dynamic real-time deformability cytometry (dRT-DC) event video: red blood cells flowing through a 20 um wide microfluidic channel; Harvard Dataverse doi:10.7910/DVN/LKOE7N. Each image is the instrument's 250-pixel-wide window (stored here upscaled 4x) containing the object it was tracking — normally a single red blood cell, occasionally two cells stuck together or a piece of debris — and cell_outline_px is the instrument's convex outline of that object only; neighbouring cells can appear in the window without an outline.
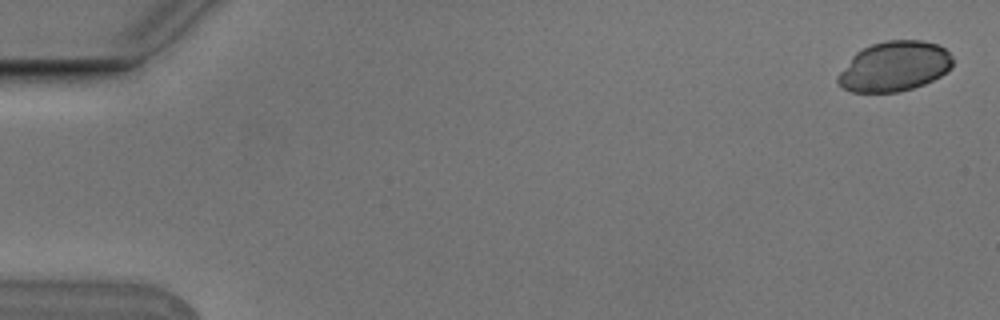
{"species": "Egyptian fruit bat (a non-hibernating species)", "species_latin": "Rousettus aegyptiacus", "temperature_condition": "cold", "stored_images_in_passage": 6, "camera_frame_rate_fps": 3000, "um_per_image_px": 0.085, "animal": {"sex": "male"}, "frame": {"image": 1, "passage_image": 1, "time_ms": 0.0, "image_size_px": [1000, 320], "cell_outline_px": [[952, 68], [940, 76], [924, 84], [900, 92], [852, 92], [844, 88], [836, 80], [836, 76], [852, 56], [856, 52], [872, 44], [888, 40], [924, 40], [936, 44], [944, 48], [952, 56]], "centroid_in_image_um": [76.02, 5.64], "position_along_channel_um": 9.0, "area_um2": 33.41}}